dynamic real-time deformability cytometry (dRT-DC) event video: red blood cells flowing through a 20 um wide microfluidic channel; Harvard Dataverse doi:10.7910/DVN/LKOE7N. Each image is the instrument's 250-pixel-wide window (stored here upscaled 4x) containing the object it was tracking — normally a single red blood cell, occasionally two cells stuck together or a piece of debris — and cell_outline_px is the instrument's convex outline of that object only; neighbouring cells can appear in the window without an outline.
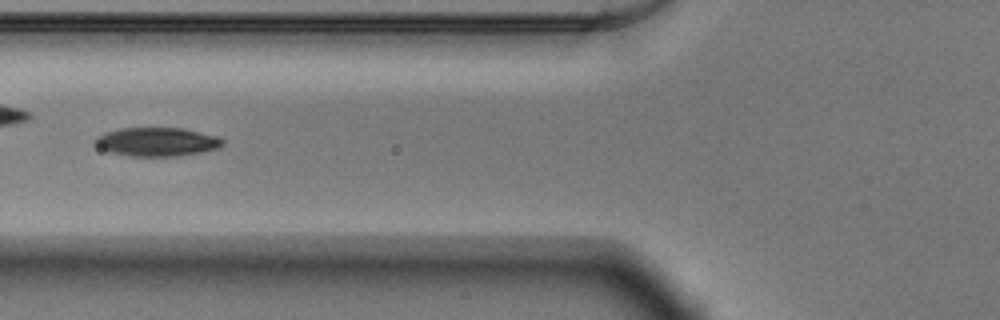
{"species": "Egyptian fruit bat (a non-hibernating species)", "species_latin": "Rousettus aegyptiacus", "temperature_condition": "warm", "stored_images_in_passage": 45, "camera_frame_rate_fps": 3000, "um_per_image_px": 0.085, "animal": {"sex": "male"}, "frame": {"image": 1, "passage_image": 14, "time_ms": 4.333, "image_size_px": [1000, 320], "cell_outline_px": [[224, 144], [220, 148], [180, 156], [132, 156], [108, 152], [100, 148], [96, 144], [96, 136], [104, 132], [120, 128], [184, 128], [220, 136], [224, 140]], "centroid_in_image_um": [13.39, 12.05], "position_along_channel_um": 112.4, "area_um2": 21.56}}
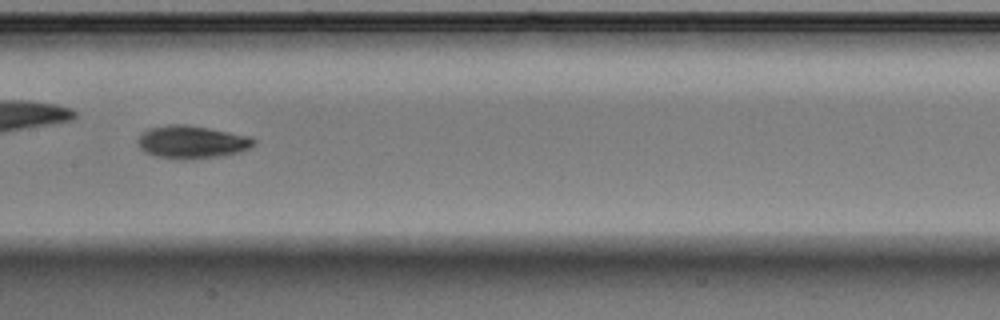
{"frame": {"image": 2, "passage_image": 20, "time_ms": 6.333, "image_size_px": [1000, 320], "cell_outline_px": [[256, 144], [240, 152], [220, 156], [192, 160], [184, 160], [156, 156], [144, 152], [140, 148], [136, 140], [144, 132], [152, 128], [168, 124], [184, 124], [208, 128], [252, 136], [256, 140]], "centroid_in_image_um": [16.33, 12.08], "position_along_channel_um": 191.1, "area_um2": 22.31}}
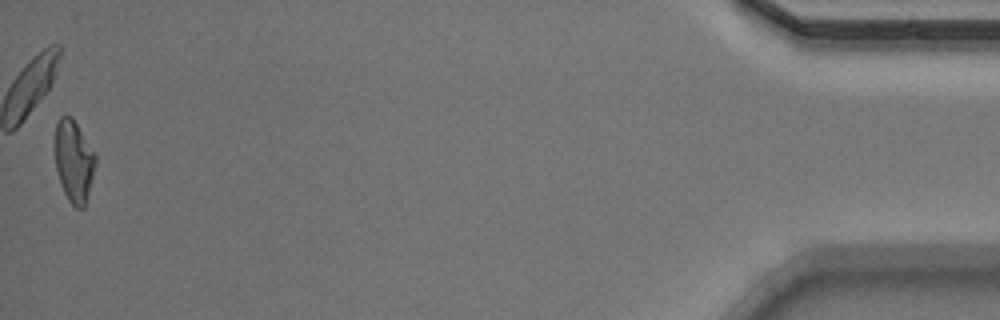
{"frame": {"image": 3, "passage_image": 45, "time_ms": 14.667, "image_size_px": [1000, 320], "cell_outline_px": [[96, 164], [84, 208], [76, 208], [68, 200], [64, 192], [56, 168], [56, 124], [60, 116], [72, 116], [96, 156]], "centroid_in_image_um": [6.29, 13.7], "position_along_channel_um": 428.9, "area_um2": 18.9}, "authors_computed_cell_mechanics": {"area_um2": 20.5768, "velocity_mm_per_s": 3.9174, "shape_relaxation_time_tau1_ms": 3.6616, "shape_relaxation_time_tau2_ms": 4.42, "deformation_change_tau1": 0.1372, "deformation_change_tau2": 0.1027}}